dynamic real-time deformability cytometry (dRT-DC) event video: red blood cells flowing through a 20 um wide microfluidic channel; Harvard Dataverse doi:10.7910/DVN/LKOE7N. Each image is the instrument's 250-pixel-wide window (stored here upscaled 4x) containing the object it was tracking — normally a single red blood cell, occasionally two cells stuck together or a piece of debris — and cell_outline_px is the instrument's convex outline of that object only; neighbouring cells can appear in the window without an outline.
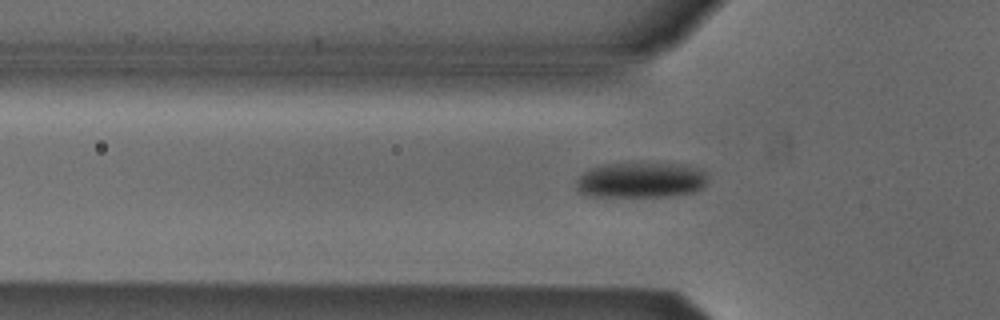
{"species": "Egyptian fruit bat (a non-hibernating species)", "species_latin": "Rousettus aegyptiacus", "temperature_condition": "cold", "stored_images_in_passage": 44, "camera_frame_rate_fps": 3000, "um_per_image_px": 0.085, "animal": {"sex": "male"}, "frame": {"image": 1, "passage_image": 14, "time_ms": 4.333, "image_size_px": [1000, 320], "cell_outline_px": [[708, 180], [704, 188], [692, 192], [672, 196], [584, 196], [576, 192], [576, 180], [588, 168], [604, 164], [684, 164], [704, 172]], "centroid_in_image_um": [54.42, 15.32], "position_along_channel_um": 71.4, "area_um2": 27.22}}
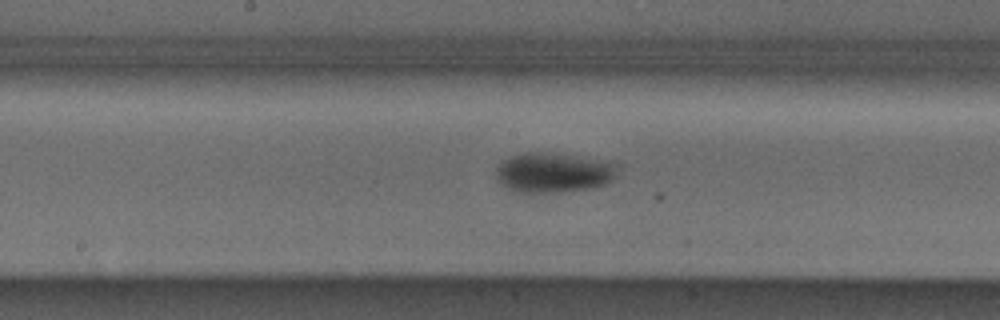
{"frame": {"image": 2, "passage_image": 24, "time_ms": 7.667, "image_size_px": [1000, 320], "cell_outline_px": [[620, 164], [616, 176], [608, 184], [596, 188], [556, 192], [520, 192], [508, 188], [500, 184], [496, 180], [496, 168], [500, 160], [524, 152], [540, 152], [568, 156]], "centroid_in_image_um": [47.02, 14.69], "position_along_channel_um": 201.2, "area_um2": 28.15}}
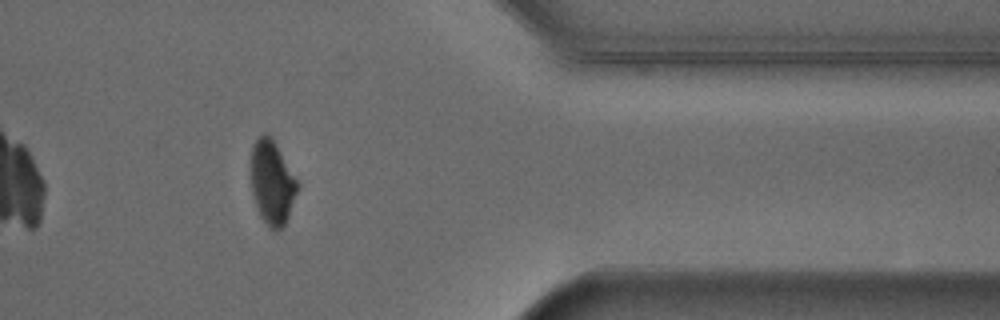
{"frame": {"image": 3, "passage_image": 40, "time_ms": 13.0, "image_size_px": [1000, 320], "cell_outline_px": [[300, 184], [288, 216], [284, 224], [276, 232], [268, 228], [260, 216], [252, 192], [252, 144], [264, 132], [272, 136]], "centroid_in_image_um": [23.14, 15.5], "position_along_channel_um": 388.3, "area_um2": 22.72}, "authors_computed_cell_mechanics": {"area_um2": 25.8366, "velocity_mm_per_s": 3.8908, "shape_relaxation_time_tau1_ms": 2.1086, "shape_relaxation_time_tau2_ms": null, "deformation_change_tau1": 0.0943, "deformation_change_tau2": null}}